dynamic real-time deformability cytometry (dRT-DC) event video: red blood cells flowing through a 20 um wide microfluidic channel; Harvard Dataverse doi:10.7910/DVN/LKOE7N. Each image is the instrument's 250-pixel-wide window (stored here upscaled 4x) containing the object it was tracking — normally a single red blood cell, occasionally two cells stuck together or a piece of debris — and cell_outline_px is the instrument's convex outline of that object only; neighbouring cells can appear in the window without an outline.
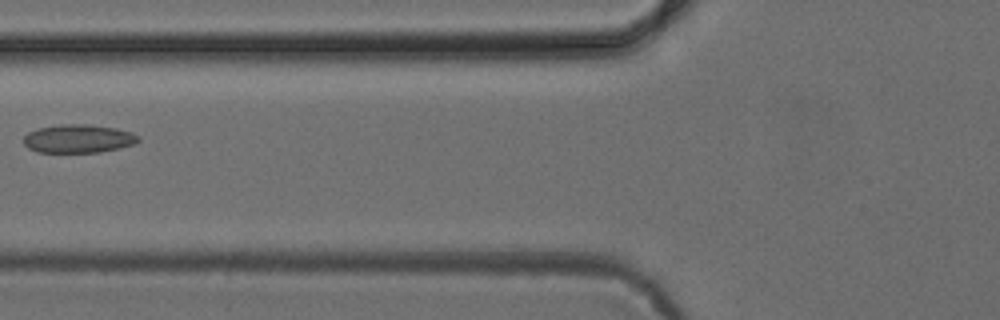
{"species": "common noctule bat (a hibernating species)", "species_latin": "Nyctalus noctula", "temperature_condition": "cold", "stored_images_in_passage": 8, "camera_frame_rate_fps": 3000, "um_per_image_px": 0.085, "animal": {"sex": "female", "body_mass_g": 24.6, "forearm_length_mm": 56.2}, "frame": {"image": 1, "passage_image": 7, "time_ms": 8.0, "image_size_px": [1000, 320], "cell_outline_px": [[140, 140], [136, 144], [120, 148], [100, 152], [36, 152], [28, 148], [24, 144], [24, 136], [28, 132], [40, 128], [64, 124], [88, 124], [116, 128], [132, 132], [140, 136]], "centroid_in_image_um": [6.7, 11.79], "position_along_channel_um": 119.1, "area_um2": 19.07}}
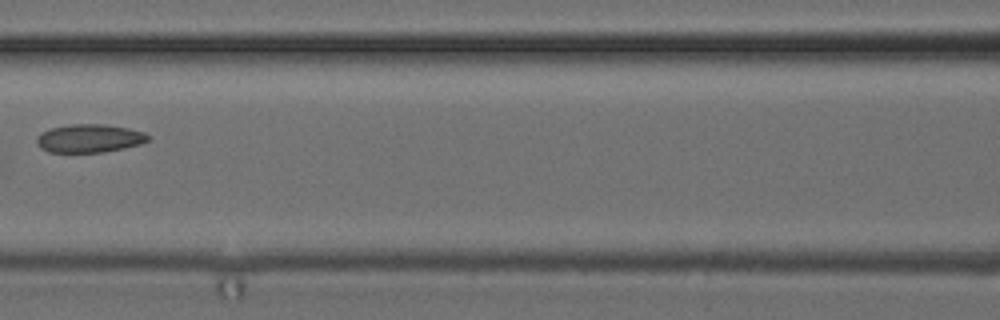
{"frame": {"image": 2, "passage_image": 8, "time_ms": 9.0, "image_size_px": [1000, 320], "cell_outline_px": [[152, 136], [148, 140], [140, 144], [124, 148], [104, 152], [48, 152], [40, 148], [36, 144], [36, 136], [40, 132], [52, 128], [72, 124], [104, 124], [128, 128], [144, 132]], "centroid_in_image_um": [7.58, 11.76], "position_along_channel_um": 159.0, "area_um2": 18.5}}